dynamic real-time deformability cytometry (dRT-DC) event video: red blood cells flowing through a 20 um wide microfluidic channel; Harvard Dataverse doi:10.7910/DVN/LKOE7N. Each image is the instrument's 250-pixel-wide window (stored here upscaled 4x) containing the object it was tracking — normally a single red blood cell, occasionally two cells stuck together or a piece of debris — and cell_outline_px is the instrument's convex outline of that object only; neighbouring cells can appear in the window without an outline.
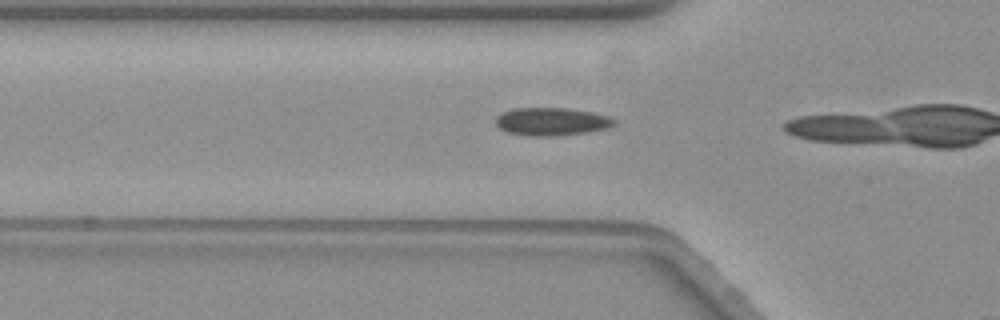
{"species": "common noctule bat (a hibernating species)", "species_latin": "Nyctalus noctula", "temperature_condition": "warm", "stored_images_in_passage": 6, "camera_frame_rate_fps": 3000, "um_per_image_px": 0.085, "animal": {"sex": "female", "body_mass_g": 19.3, "forearm_length_mm": 54.1}, "frame": {"image": 1, "passage_image": 4, "time_ms": 1.0, "image_size_px": [1000, 320], "cell_outline_px": [[616, 124], [608, 128], [588, 132], [556, 136], [528, 136], [508, 132], [500, 128], [496, 124], [496, 116], [500, 112], [512, 108], [568, 108], [592, 112], [608, 116], [616, 120]], "centroid_in_image_um": [46.88, 10.33], "position_along_channel_um": 78.9, "area_um2": 19.48}}